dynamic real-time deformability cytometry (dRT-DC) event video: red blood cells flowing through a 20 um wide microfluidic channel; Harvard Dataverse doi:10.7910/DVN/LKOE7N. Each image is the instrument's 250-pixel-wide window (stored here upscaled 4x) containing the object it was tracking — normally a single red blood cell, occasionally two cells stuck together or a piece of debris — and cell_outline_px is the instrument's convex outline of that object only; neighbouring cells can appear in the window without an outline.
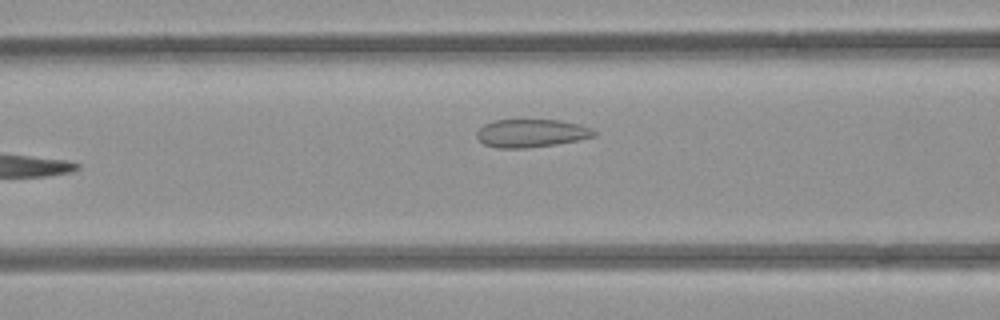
{"species": "common noctule bat (a hibernating species)", "species_latin": "Nyctalus noctula", "temperature_condition": "room temperature", "stored_images_in_passage": 8, "camera_frame_rate_fps": 3000, "um_per_image_px": 0.085, "animal": {"sex": "female", "body_mass_g": 21.9}, "frame": {"image": 1, "passage_image": 7, "time_ms": 7.0, "image_size_px": [1000, 320], "cell_outline_px": [[596, 136], [556, 144], [524, 148], [496, 148], [484, 144], [476, 136], [476, 132], [484, 124], [492, 120], [520, 116], [560, 120], [580, 124], [592, 128], [596, 132]], "centroid_in_image_um": [45.12, 11.25], "position_along_channel_um": 121.5, "area_um2": 20.17}}
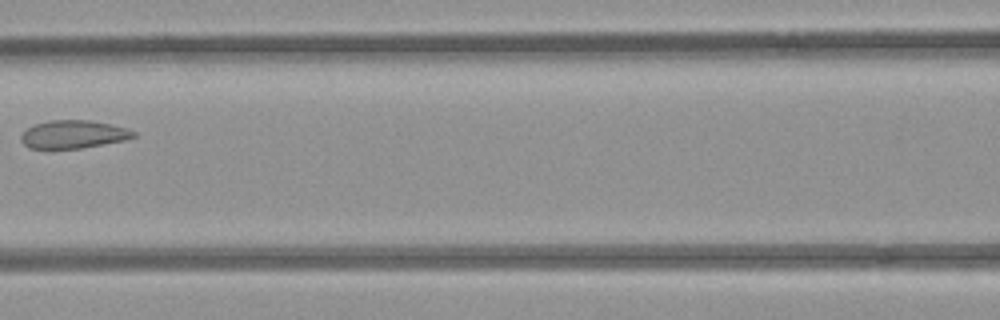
{"frame": {"image": 2, "passage_image": 8, "time_ms": 8.0, "image_size_px": [1000, 320], "cell_outline_px": [[136, 136], [124, 140], [80, 148], [28, 148], [20, 140], [20, 136], [28, 128], [36, 124], [48, 120], [88, 120], [128, 128], [136, 132]], "centroid_in_image_um": [6.23, 11.41], "position_along_channel_um": 160.4, "area_um2": 18.15}}